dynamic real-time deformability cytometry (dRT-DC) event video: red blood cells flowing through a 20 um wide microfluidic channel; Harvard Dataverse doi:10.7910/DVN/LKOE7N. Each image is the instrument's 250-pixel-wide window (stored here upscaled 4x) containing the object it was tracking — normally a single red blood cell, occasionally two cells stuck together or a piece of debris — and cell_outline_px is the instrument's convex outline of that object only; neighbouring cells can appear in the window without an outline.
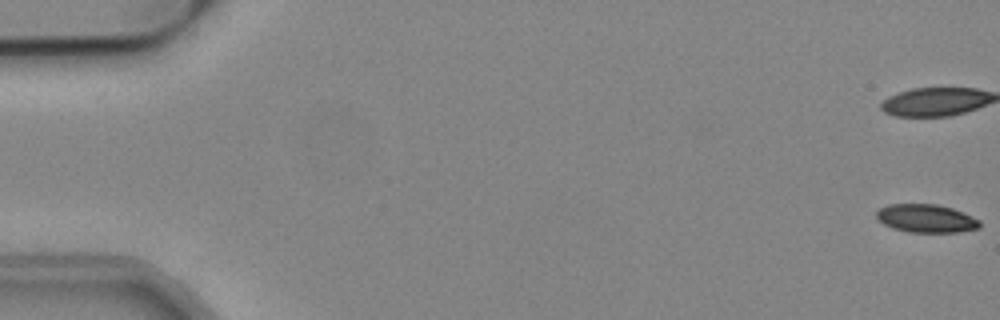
{"species": "common noctule bat (a hibernating species)", "species_latin": "Nyctalus noctula", "temperature_condition": "cold", "stored_images_in_passage": 54, "camera_frame_rate_fps": 3000, "um_per_image_px": 0.085, "animal": {"sex": "male", "body_mass_g": 19.2, "forearm_length_mm": 51.8}, "frame": {"image": 1, "passage_image": 1, "time_ms": 0.0, "image_size_px": [1000, 320], "cell_outline_px": [[980, 228], [960, 232], [908, 232], [892, 228], [884, 224], [876, 216], [876, 212], [880, 208], [888, 204], [936, 204], [952, 208], [972, 216], [980, 220]], "centroid_in_image_um": [78.74, 18.57], "position_along_channel_um": 6.3, "area_um2": 16.99}}